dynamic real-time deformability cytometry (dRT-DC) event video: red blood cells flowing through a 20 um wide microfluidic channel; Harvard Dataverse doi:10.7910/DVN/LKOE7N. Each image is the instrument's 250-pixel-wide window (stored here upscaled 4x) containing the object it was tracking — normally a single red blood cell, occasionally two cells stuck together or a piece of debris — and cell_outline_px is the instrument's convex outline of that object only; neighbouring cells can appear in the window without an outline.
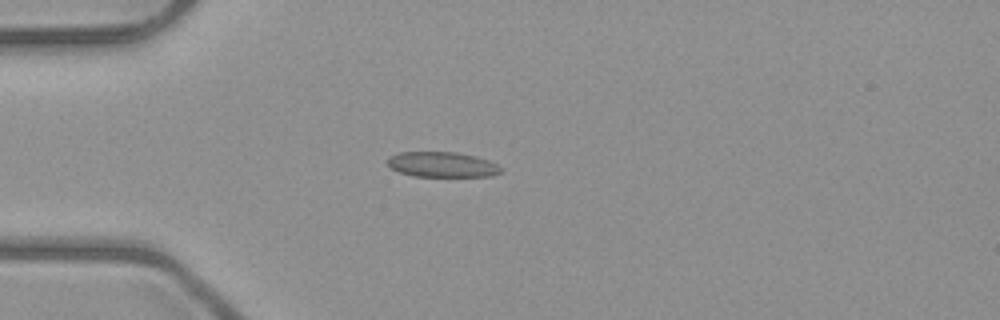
{"species": "common noctule bat (a hibernating species)", "species_latin": "Nyctalus noctula", "temperature_condition": "room temperature", "stored_images_in_passage": 1, "camera_frame_rate_fps": 3000, "um_per_image_px": 0.085, "animal": {"sex": "male", "body_mass_g": 23.1, "forearm_length_mm": 52.7}, "frame": {"image": 1, "passage_image": 1, "time_ms": 0.0, "image_size_px": [1000, 320], "cell_outline_px": [[504, 168], [500, 172], [492, 176], [412, 176], [400, 172], [392, 168], [388, 164], [388, 156], [400, 152], [456, 152], [476, 156], [488, 160]], "centroid_in_image_um": [37.59, 13.98], "position_along_channel_um": 47.4, "area_um2": 16.65}}